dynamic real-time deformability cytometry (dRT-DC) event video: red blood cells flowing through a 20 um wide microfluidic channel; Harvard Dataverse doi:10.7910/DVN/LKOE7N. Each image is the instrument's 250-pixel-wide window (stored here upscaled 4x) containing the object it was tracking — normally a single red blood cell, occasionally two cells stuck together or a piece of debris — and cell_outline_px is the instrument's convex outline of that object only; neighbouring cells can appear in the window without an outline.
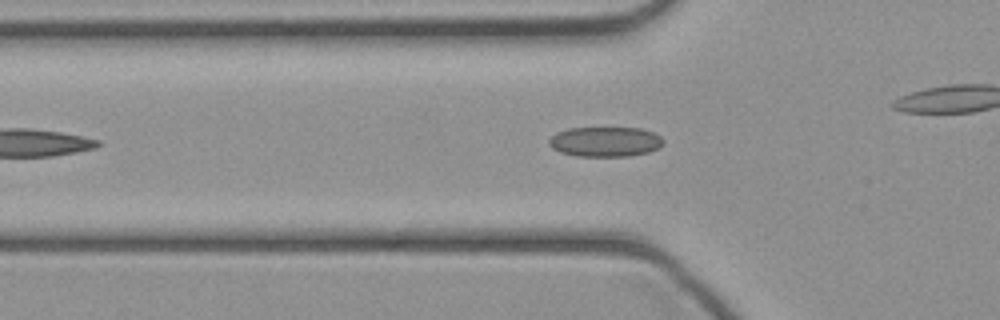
{"species": "common noctule bat (a hibernating species)", "species_latin": "Nyctalus noctula", "temperature_condition": "cold", "stored_images_in_passage": 28, "camera_frame_rate_fps": 3000, "um_per_image_px": 0.085, "animal": {"sex": "female", "body_mass_g": 21.9}, "frame": {"image": 1, "passage_image": 7, "time_ms": 2.0, "image_size_px": [1000, 320], "cell_outline_px": [[664, 144], [648, 152], [628, 156], [576, 156], [560, 152], [552, 148], [548, 144], [548, 140], [556, 132], [568, 128], [640, 128], [652, 132], [660, 136], [664, 140]], "centroid_in_image_um": [51.41, 12.04], "position_along_channel_um": 74.4, "area_um2": 19.94}}
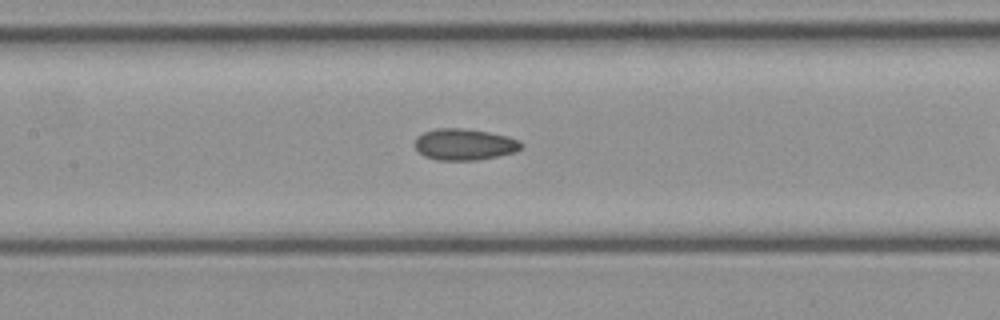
{"frame": {"image": 2, "passage_image": 13, "time_ms": 4.0, "image_size_px": [1000, 320], "cell_outline_px": [[524, 144], [516, 152], [476, 160], [436, 160], [424, 156], [412, 144], [416, 136], [424, 132], [436, 128], [460, 128], [488, 132], [508, 136], [520, 140]], "centroid_in_image_um": [39.45, 12.27], "position_along_channel_um": 167.9, "area_um2": 19.59}}
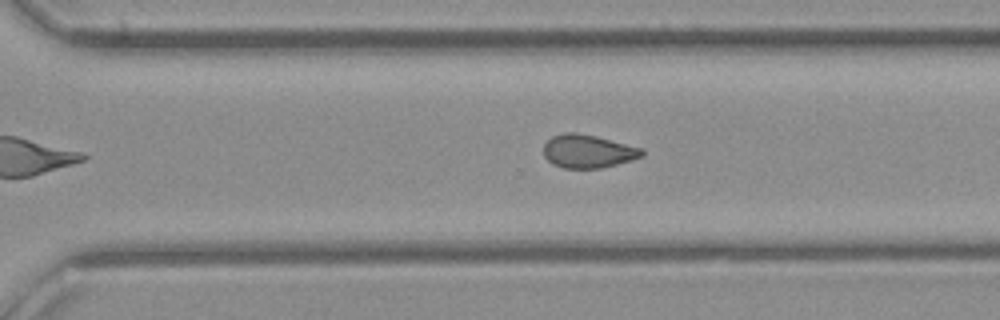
{"frame": {"image": 3, "passage_image": 23, "time_ms": 7.333, "image_size_px": [1000, 320], "cell_outline_px": [[644, 156], [632, 160], [600, 168], [564, 168], [552, 164], [544, 156], [544, 144], [552, 136], [564, 132], [576, 132], [596, 136], [644, 148]], "centroid_in_image_um": [49.99, 12.85], "position_along_channel_um": 320.6, "area_um2": 19.19}}